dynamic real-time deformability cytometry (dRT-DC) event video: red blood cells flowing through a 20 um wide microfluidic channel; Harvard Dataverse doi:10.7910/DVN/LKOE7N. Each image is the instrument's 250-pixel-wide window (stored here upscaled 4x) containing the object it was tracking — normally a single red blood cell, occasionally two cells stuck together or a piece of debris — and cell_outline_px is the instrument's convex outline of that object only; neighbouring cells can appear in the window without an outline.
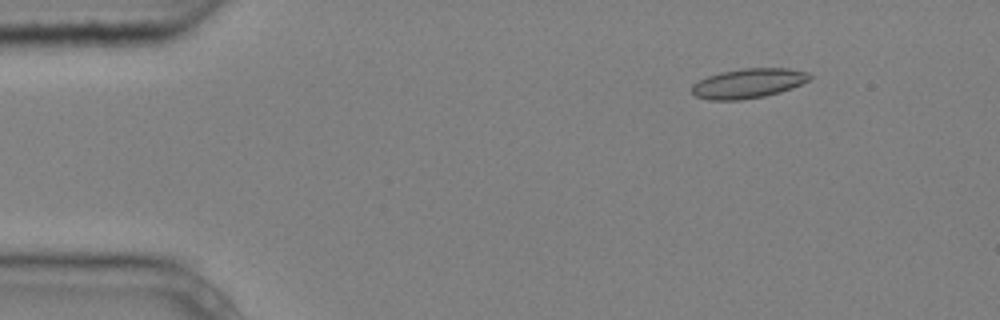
{"species": "common noctule bat (a hibernating species)", "species_latin": "Nyctalus noctula", "temperature_condition": "cold", "stored_images_in_passage": 4, "camera_frame_rate_fps": 3000, "um_per_image_px": 0.085, "animal": {"sex": "male", "body_mass_g": 20.4}, "frame": {"image": 1, "passage_image": 2, "time_ms": 0.333, "image_size_px": [1000, 320], "cell_outline_px": [[812, 76], [808, 80], [792, 88], [780, 92], [764, 96], [740, 100], [708, 100], [696, 96], [692, 92], [692, 84], [708, 76], [720, 72], [744, 68], [788, 68], [808, 72]], "centroid_in_image_um": [63.6, 7.08], "position_along_channel_um": 21.4, "area_um2": 20.29}}
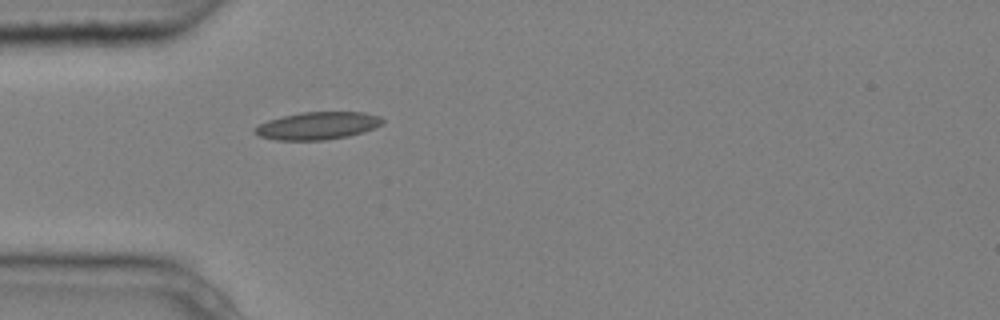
{"frame": {"image": 2, "passage_image": 4, "time_ms": 1.0, "image_size_px": [1000, 320], "cell_outline_px": [[384, 120], [380, 124], [364, 132], [348, 136], [324, 140], [276, 140], [260, 136], [256, 132], [256, 128], [260, 124], [268, 120], [300, 112], [364, 112], [380, 116]], "centroid_in_image_um": [27.02, 10.68], "position_along_channel_um": 58.0, "area_um2": 20.23}}